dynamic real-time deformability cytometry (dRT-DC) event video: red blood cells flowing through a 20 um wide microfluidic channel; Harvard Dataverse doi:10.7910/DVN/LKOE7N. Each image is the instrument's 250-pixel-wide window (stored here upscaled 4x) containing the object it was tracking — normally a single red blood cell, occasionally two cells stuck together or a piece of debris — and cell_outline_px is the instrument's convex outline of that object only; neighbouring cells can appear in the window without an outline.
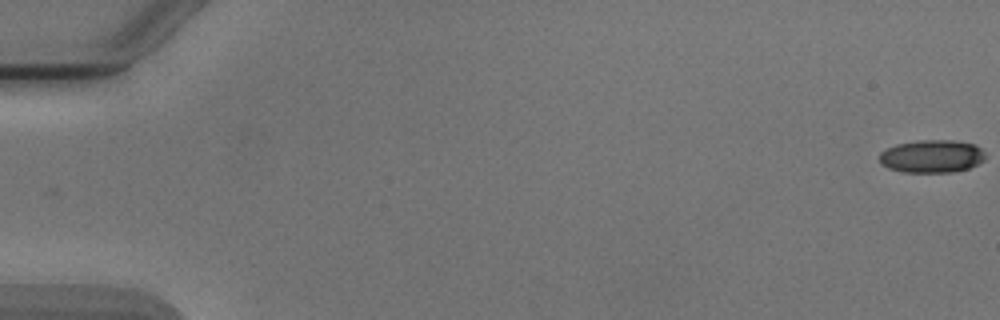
{"species": "Egyptian fruit bat (a non-hibernating species)", "species_latin": "Rousettus aegyptiacus", "temperature_condition": "cold", "stored_images_in_passage": 9, "camera_frame_rate_fps": 3000, "um_per_image_px": 0.085, "animal": {"sex": "male"}, "frame": {"image": 1, "passage_image": 1, "time_ms": 0.0, "image_size_px": [1000, 320], "cell_outline_px": [[984, 160], [968, 168], [952, 172], [904, 172], [888, 168], [880, 164], [880, 152], [896, 144], [916, 140], [956, 140], [976, 144], [984, 152]], "centroid_in_image_um": [79.19, 13.27], "position_along_channel_um": 5.8, "area_um2": 20.35}}